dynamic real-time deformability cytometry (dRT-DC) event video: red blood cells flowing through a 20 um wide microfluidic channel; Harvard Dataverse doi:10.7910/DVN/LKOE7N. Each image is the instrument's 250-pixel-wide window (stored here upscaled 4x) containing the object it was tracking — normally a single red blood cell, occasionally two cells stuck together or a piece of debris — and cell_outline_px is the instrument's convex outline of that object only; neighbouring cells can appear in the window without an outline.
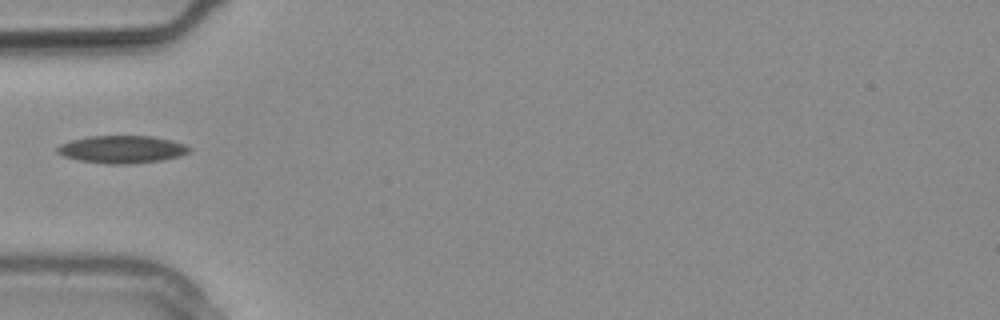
{"species": "common noctule bat (a hibernating species)", "species_latin": "Nyctalus noctula", "temperature_condition": "warm", "stored_images_in_passage": 2, "camera_frame_rate_fps": 3000, "um_per_image_px": 0.085, "animal": {"sex": "male", "body_mass_g": 20.4}, "frame": {"image": 1, "passage_image": 1, "time_ms": 0.0, "image_size_px": [1000, 320], "cell_outline_px": [[192, 148], [188, 152], [180, 156], [160, 160], [128, 164], [108, 164], [80, 160], [64, 156], [56, 152], [56, 148], [60, 144], [72, 140], [88, 136], [152, 136], [172, 140], [184, 144]], "centroid_in_image_um": [10.37, 12.69], "position_along_channel_um": 74.6, "area_um2": 21.1}}